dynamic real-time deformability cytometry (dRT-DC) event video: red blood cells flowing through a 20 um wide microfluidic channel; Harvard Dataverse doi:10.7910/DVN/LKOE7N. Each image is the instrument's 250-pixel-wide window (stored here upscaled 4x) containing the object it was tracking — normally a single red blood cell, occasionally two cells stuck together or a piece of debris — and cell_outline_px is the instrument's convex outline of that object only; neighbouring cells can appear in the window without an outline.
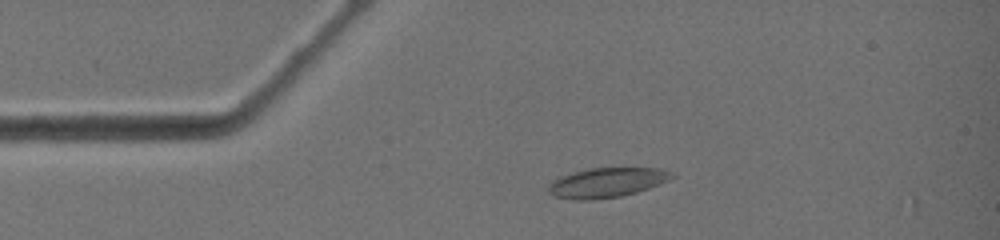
{"species": "common noctule bat (a hibernating species)", "species_latin": "Nyctalus noctula", "temperature_condition": "warm", "stored_images_in_passage": 3, "camera_frame_rate_fps": 3000, "um_per_image_px": 0.085, "animal": {"sex": "female", "body_mass_g": 19.0, "forearm_length_mm": 51.5}, "frame": {"image": 1, "passage_image": 1, "time_ms": 0.0, "image_size_px": [1000, 240], "cell_outline_px": [[676, 176], [660, 184], [636, 192], [620, 196], [592, 200], [572, 200], [552, 196], [548, 192], [548, 184], [552, 180], [560, 176], [572, 172], [588, 168], [660, 168], [672, 172]], "centroid_in_image_um": [51.53, 15.52], "position_along_channel_um": 33.5, "area_um2": 21.56}}